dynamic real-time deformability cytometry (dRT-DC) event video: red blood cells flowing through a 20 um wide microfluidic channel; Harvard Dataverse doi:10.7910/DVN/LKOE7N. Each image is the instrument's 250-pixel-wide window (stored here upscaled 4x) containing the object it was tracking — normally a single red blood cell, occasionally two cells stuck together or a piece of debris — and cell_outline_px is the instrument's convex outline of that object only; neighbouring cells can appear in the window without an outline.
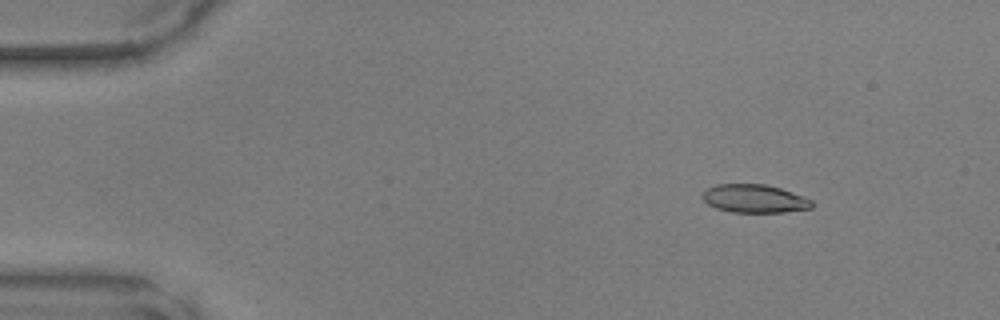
{"species": "common noctule bat (a hibernating species)", "species_latin": "Nyctalus noctula", "temperature_condition": "warm", "stored_images_in_passage": 43, "camera_frame_rate_fps": 3000, "um_per_image_px": 0.085, "animal": {"sex": "male", "body_mass_g": 17.9, "forearm_length_mm": 54.2}, "frame": {"image": 1, "passage_image": 1, "time_ms": 0.0, "image_size_px": [1000, 320], "cell_outline_px": [[812, 208], [784, 212], [732, 212], [716, 208], [708, 204], [700, 196], [708, 188], [716, 184], [764, 184], [780, 188], [812, 200]], "centroid_in_image_um": [64.1, 16.88], "position_along_channel_um": 20.9, "area_um2": 17.86}}
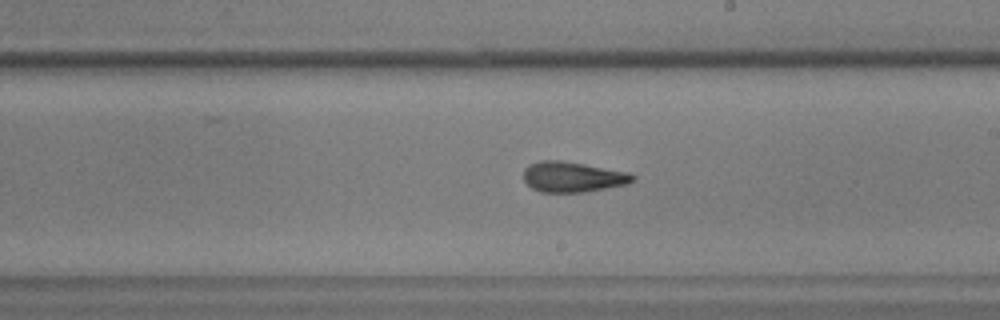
{"frame": {"image": 2, "passage_image": 23, "time_ms": 7.333, "image_size_px": [1000, 320], "cell_outline_px": [[636, 180], [628, 184], [584, 192], [540, 192], [532, 188], [524, 180], [524, 168], [528, 164], [540, 160], [560, 160], [584, 164], [628, 172], [636, 176]], "centroid_in_image_um": [48.68, 15.03], "position_along_channel_um": 240.3, "area_um2": 19.42}}
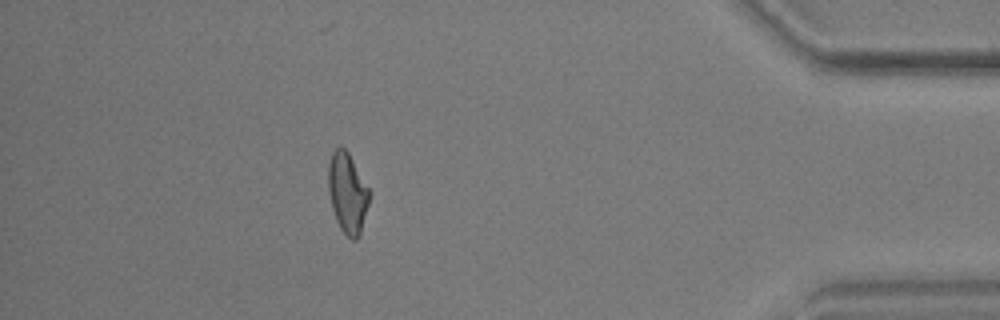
{"frame": {"image": 3, "passage_image": 38, "time_ms": 12.333, "image_size_px": [1000, 320], "cell_outline_px": [[368, 204], [360, 232], [356, 240], [352, 240], [340, 228], [336, 220], [332, 208], [328, 192], [328, 164], [332, 152], [336, 148], [344, 148], [348, 152], [368, 188]], "centroid_in_image_um": [29.5, 16.39], "position_along_channel_um": 405.7, "area_um2": 18.73}}